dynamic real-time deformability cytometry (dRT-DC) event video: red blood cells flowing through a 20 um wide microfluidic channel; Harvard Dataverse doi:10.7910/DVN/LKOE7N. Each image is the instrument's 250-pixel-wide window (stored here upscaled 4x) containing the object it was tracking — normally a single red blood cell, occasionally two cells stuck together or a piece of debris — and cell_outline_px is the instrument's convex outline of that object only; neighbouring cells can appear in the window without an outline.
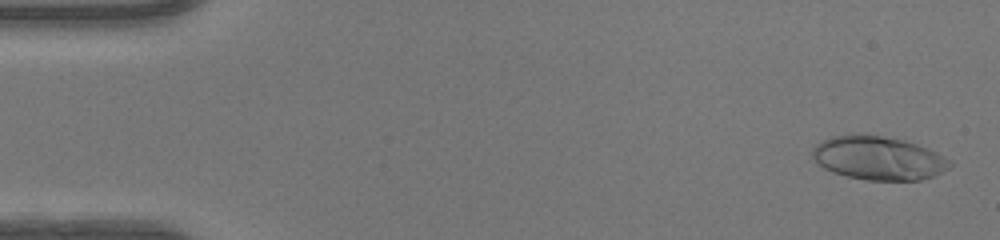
{"species": "human", "species_latin": "Homo sapiens", "temperature_condition": "warm", "stored_images_in_passage": 49, "camera_frame_rate_fps": 3000, "um_per_image_px": 0.085, "donor": {"sex": "female"}, "frame": {"image": 1, "passage_image": 2, "time_ms": 0.333, "image_size_px": [1000, 240], "cell_outline_px": [[952, 164], [948, 168], [932, 176], [920, 180], [868, 180], [848, 176], [832, 172], [824, 168], [812, 156], [812, 148], [816, 144], [832, 136], [852, 132], [880, 136], [904, 140], [916, 144], [936, 152], [952, 160]], "centroid_in_image_um": [74.64, 13.42], "position_along_channel_um": 10.4, "area_um2": 34.91}}
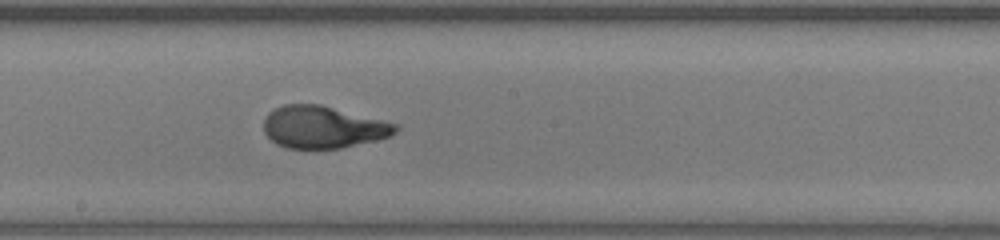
{"frame": {"image": 2, "passage_image": 27, "time_ms": 8.667, "image_size_px": [1000, 240], "cell_outline_px": [[400, 128], [396, 132], [388, 136], [376, 140], [340, 148], [288, 148], [276, 144], [264, 132], [264, 120], [268, 112], [284, 104], [320, 104], [400, 124]], "centroid_in_image_um": [27.47, 10.79], "position_along_channel_um": 220.7, "area_um2": 32.37}}
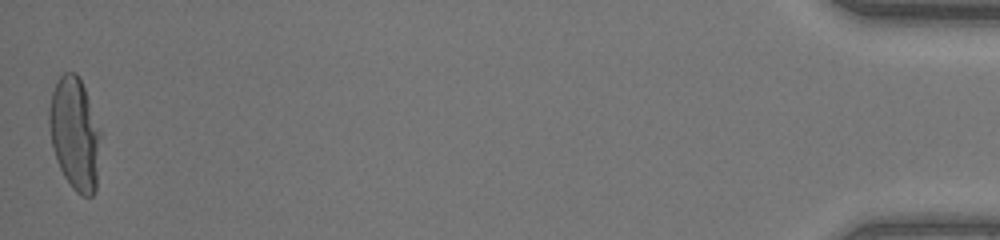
{"frame": {"image": 3, "passage_image": 49, "time_ms": 16.0, "image_size_px": [1000, 240], "cell_outline_px": [[100, 136], [96, 188], [92, 196], [80, 196], [72, 188], [64, 176], [56, 160], [52, 144], [48, 124], [48, 112], [52, 92], [60, 76], [64, 72], [76, 72], [84, 88], [100, 128]], "centroid_in_image_um": [6.34, 11.38], "position_along_channel_um": 428.9, "area_um2": 33.52}, "authors_computed_cell_mechanics": {"area_um2": 32.7726, "velocity_mm_per_s": 4.2094, "shape_relaxation_time_tau1_ms": 6.8418, "shape_relaxation_time_tau2_ms": null, "deformation_change_tau1": 0.3479, "deformation_change_tau2": null}}